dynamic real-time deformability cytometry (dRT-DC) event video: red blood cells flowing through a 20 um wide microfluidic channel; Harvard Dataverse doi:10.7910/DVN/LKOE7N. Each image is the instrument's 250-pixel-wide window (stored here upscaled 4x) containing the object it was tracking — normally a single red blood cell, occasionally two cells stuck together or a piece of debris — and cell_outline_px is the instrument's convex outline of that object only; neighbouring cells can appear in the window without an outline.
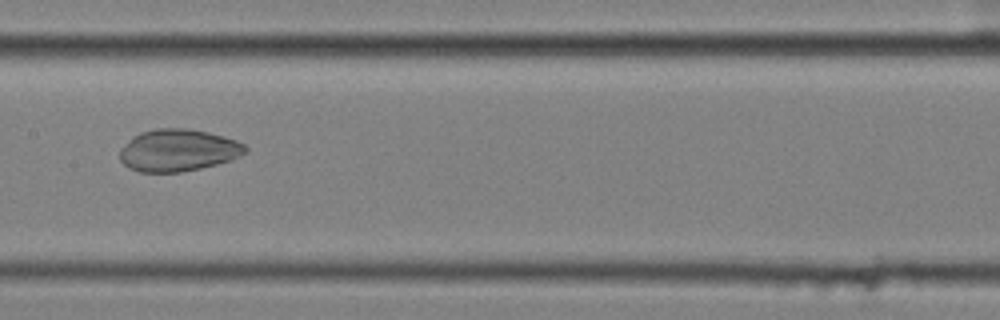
{"species": "common noctule bat (a hibernating species)", "species_latin": "Nyctalus noctula", "temperature_condition": "cold", "stored_images_in_passage": 11, "segment_of_instrument_passage": [1, 2], "camera_frame_rate_fps": 3000, "um_per_image_px": 0.085, "animal": {"sex": "female", "body_mass_g": 25.1}, "frame": {"image": 1, "passage_image": 7, "time_ms": 2.0, "image_size_px": [1000, 320], "cell_outline_px": [[248, 152], [232, 160], [200, 168], [180, 172], [140, 172], [128, 168], [120, 160], [120, 148], [132, 136], [140, 132], [156, 128], [188, 128], [208, 132], [236, 140], [244, 144], [248, 148]], "centroid_in_image_um": [15.13, 12.77], "position_along_channel_um": 192.3, "area_um2": 31.04}}
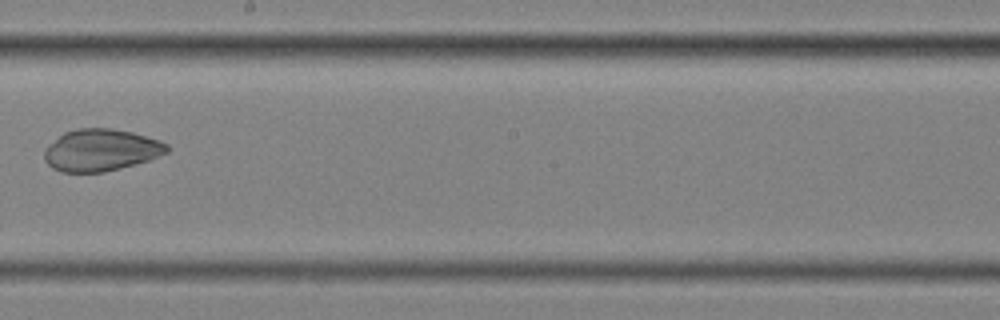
{"frame": {"image": 2, "passage_image": 8, "time_ms": 2.333, "image_size_px": [1000, 320], "cell_outline_px": [[172, 148], [168, 152], [148, 160], [120, 168], [104, 172], [60, 172], [52, 168], [44, 160], [44, 148], [64, 132], [80, 128], [112, 128], [132, 132], [160, 140], [168, 144]], "centroid_in_image_um": [8.58, 12.75], "position_along_channel_um": 239.6, "area_um2": 30.11}}
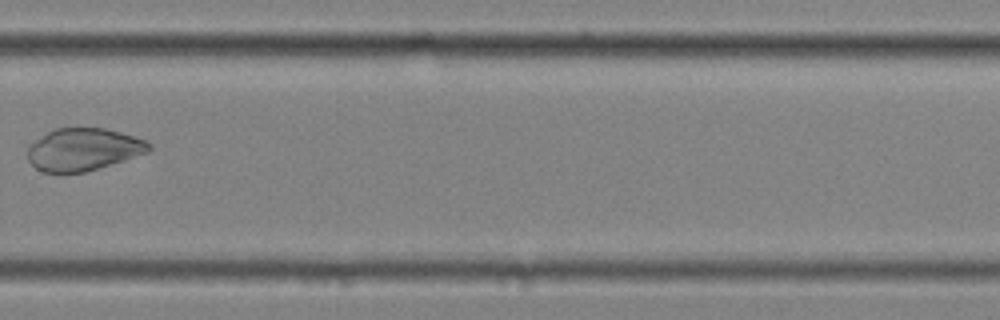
{"frame": {"image": 3, "passage_image": 10, "time_ms": 3.0, "image_size_px": [1000, 320], "cell_outline_px": [[152, 148], [148, 152], [124, 160], [84, 172], [44, 172], [36, 168], [28, 160], [28, 148], [36, 140], [48, 132], [56, 128], [104, 128], [120, 132], [144, 140], [152, 144]], "centroid_in_image_um": [7.1, 12.7], "position_along_channel_um": 322.7, "area_um2": 29.54}}